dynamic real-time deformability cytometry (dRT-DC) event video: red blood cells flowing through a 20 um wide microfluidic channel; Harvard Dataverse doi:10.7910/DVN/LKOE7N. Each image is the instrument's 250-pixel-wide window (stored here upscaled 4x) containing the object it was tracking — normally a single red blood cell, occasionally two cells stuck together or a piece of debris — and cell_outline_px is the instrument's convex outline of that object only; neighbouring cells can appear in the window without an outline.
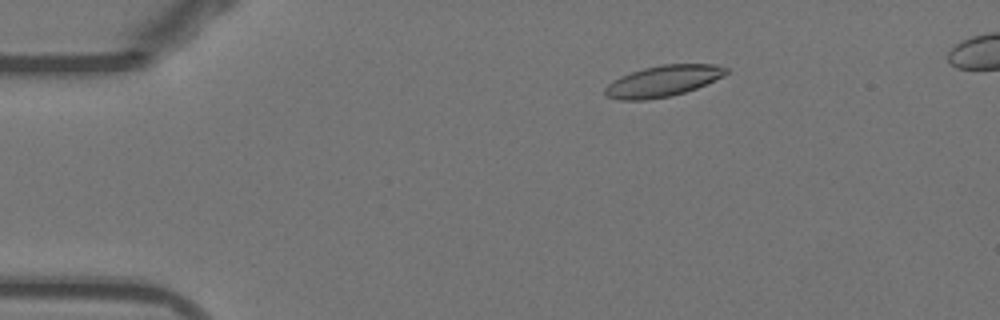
{"species": "Egyptian fruit bat (a non-hibernating species)", "species_latin": "Rousettus aegyptiacus", "temperature_condition": "warm", "stored_images_in_passage": 49, "camera_frame_rate_fps": 3000, "um_per_image_px": 0.085, "animal": {"sex": "female"}, "frame": {"image": 1, "passage_image": 6, "time_ms": 1.667, "image_size_px": [1000, 320], "cell_outline_px": [[728, 72], [724, 76], [696, 88], [672, 96], [644, 100], [620, 100], [608, 96], [604, 92], [604, 88], [612, 80], [620, 76], [644, 68], [660, 64], [716, 64], [728, 68]], "centroid_in_image_um": [56.35, 6.88], "position_along_channel_um": 28.6, "area_um2": 21.96}}
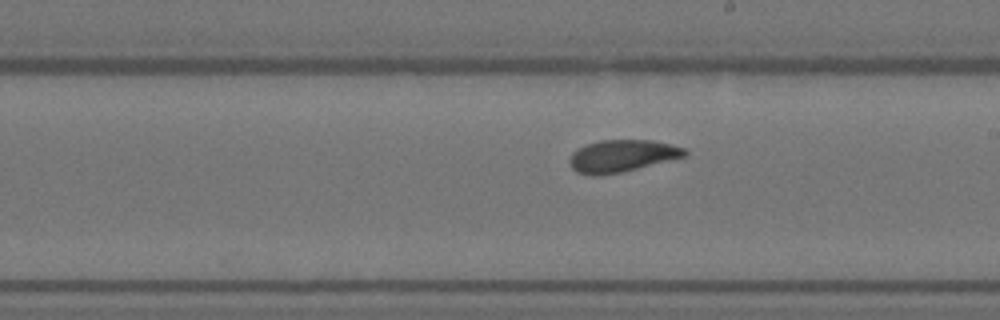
{"frame": {"image": 2, "passage_image": 27, "time_ms": 8.667, "image_size_px": [1000, 320], "cell_outline_px": [[688, 152], [684, 156], [620, 172], [596, 176], [592, 176], [576, 172], [568, 164], [568, 160], [572, 152], [576, 148], [600, 140], [652, 140], [672, 144], [684, 148]], "centroid_in_image_um": [52.79, 13.24], "position_along_channel_um": 236.2, "area_um2": 21.44}}
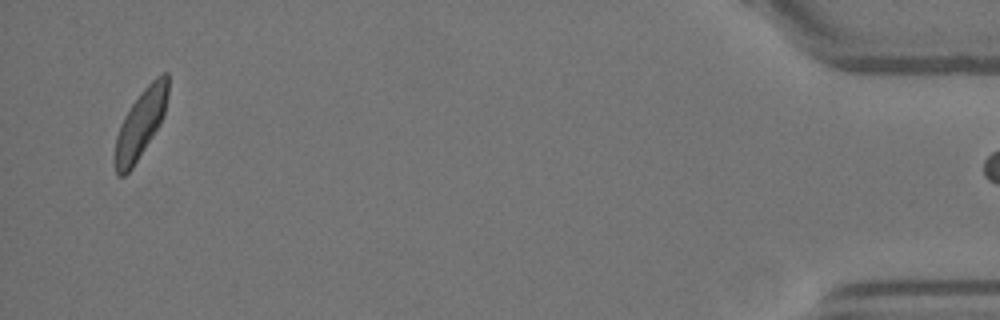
{"frame": {"image": 3, "passage_image": 48, "time_ms": 15.667, "image_size_px": [1000, 320], "cell_outline_px": [[168, 96], [164, 116], [160, 124], [132, 168], [124, 176], [116, 176], [112, 164], [112, 160], [116, 136], [120, 124], [124, 116], [140, 92], [156, 76], [164, 72], [168, 72]], "centroid_in_image_um": [11.91, 10.56], "position_along_channel_um": 423.3, "area_um2": 21.5}}